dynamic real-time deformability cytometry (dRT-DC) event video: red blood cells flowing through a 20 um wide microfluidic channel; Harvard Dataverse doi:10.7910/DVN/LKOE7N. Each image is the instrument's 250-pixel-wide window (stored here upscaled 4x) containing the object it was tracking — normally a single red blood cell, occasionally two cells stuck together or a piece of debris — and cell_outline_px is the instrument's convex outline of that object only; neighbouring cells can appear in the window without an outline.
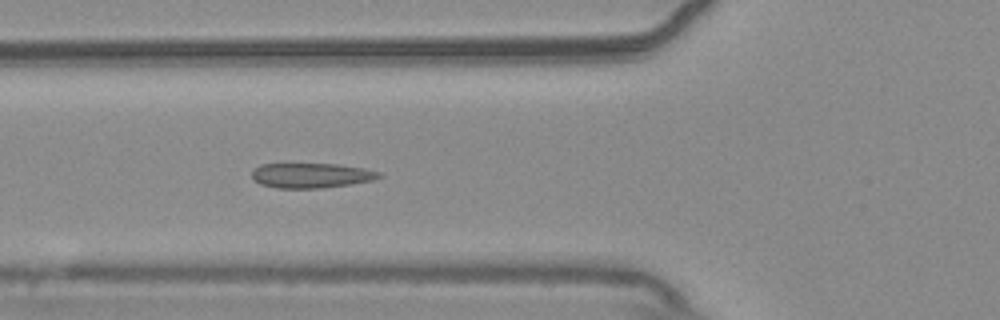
{"species": "common noctule bat (a hibernating species)", "species_latin": "Nyctalus noctula", "temperature_condition": "warm", "stored_images_in_passage": 53, "camera_frame_rate_fps": 3000, "um_per_image_px": 0.085, "animal": {"sex": "male", "body_mass_g": 20.4}, "frame": {"image": 1, "passage_image": 19, "time_ms": 6.0, "image_size_px": [1000, 320], "cell_outline_px": [[384, 176], [376, 180], [320, 188], [276, 188], [260, 184], [252, 180], [252, 168], [260, 164], [336, 164], [364, 168], [380, 172]], "centroid_in_image_um": [26.44, 14.91], "position_along_channel_um": 99.4, "area_um2": 18.61}}
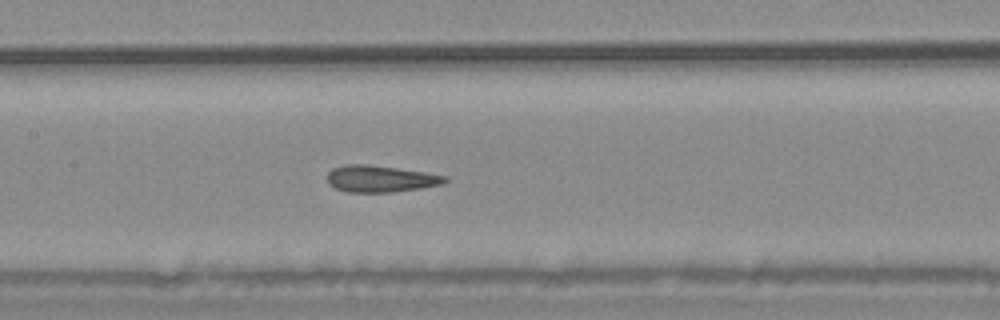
{"frame": {"image": 2, "passage_image": 25, "time_ms": 8.0, "image_size_px": [1000, 320], "cell_outline_px": [[448, 180], [444, 184], [420, 188], [392, 192], [348, 192], [336, 188], [328, 184], [328, 172], [332, 168], [344, 164], [364, 164], [396, 168], [424, 172], [448, 176]], "centroid_in_image_um": [32.34, 15.19], "position_along_channel_um": 175.1, "area_um2": 18.26}}
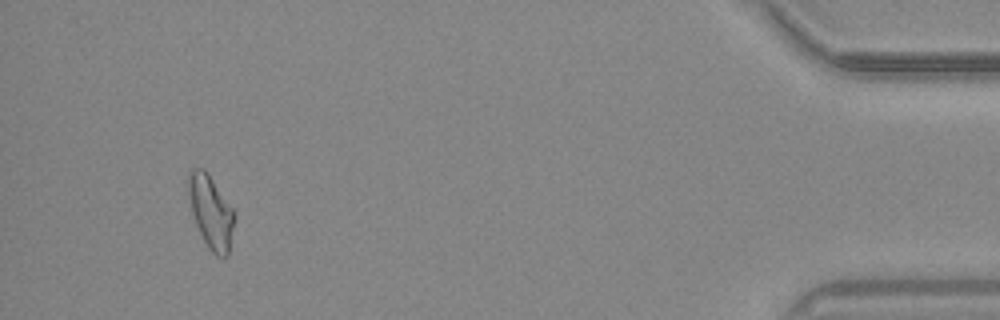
{"frame": {"image": 3, "passage_image": 50, "time_ms": 16.333, "image_size_px": [1000, 320], "cell_outline_px": [[232, 228], [228, 256], [216, 256], [208, 248], [196, 224], [192, 212], [184, 184], [188, 172], [192, 168], [204, 168], [208, 172], [232, 208]], "centroid_in_image_um": [17.84, 17.92], "position_along_channel_um": 417.4, "area_um2": 19.48}, "authors_computed_cell_mechanics": {"area_um2": 18.785, "velocity_mm_per_s": 3.7619, "shape_relaxation_time_tau1_ms": null, "shape_relaxation_time_tau2_ms": 3.4159, "deformation_change_tau1": null, "deformation_change_tau2": 0.0879}}